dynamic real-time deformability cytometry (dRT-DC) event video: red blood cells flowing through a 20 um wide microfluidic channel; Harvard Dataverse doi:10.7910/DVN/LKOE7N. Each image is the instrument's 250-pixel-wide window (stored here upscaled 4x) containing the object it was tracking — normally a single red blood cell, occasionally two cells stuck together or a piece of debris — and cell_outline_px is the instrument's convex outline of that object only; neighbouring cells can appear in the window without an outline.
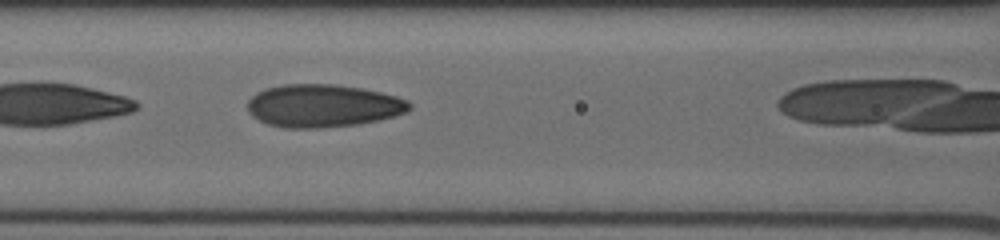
{"species": "human", "species_latin": "Homo sapiens", "temperature_condition": "cold", "stored_images_in_passage": 10, "camera_frame_rate_fps": 3000, "um_per_image_px": 0.085, "donor": {"sex": "male"}, "frame": {"image": 1, "passage_image": 7, "time_ms": 2.0, "image_size_px": [1000, 240], "cell_outline_px": [[412, 108], [408, 112], [376, 120], [356, 124], [316, 128], [288, 128], [268, 124], [252, 116], [248, 112], [248, 100], [256, 92], [264, 88], [284, 84], [332, 84], [360, 88], [380, 92], [396, 96], [408, 100], [412, 104]], "centroid_in_image_um": [27.44, 8.98], "position_along_channel_um": 139.2, "area_um2": 40.29}}